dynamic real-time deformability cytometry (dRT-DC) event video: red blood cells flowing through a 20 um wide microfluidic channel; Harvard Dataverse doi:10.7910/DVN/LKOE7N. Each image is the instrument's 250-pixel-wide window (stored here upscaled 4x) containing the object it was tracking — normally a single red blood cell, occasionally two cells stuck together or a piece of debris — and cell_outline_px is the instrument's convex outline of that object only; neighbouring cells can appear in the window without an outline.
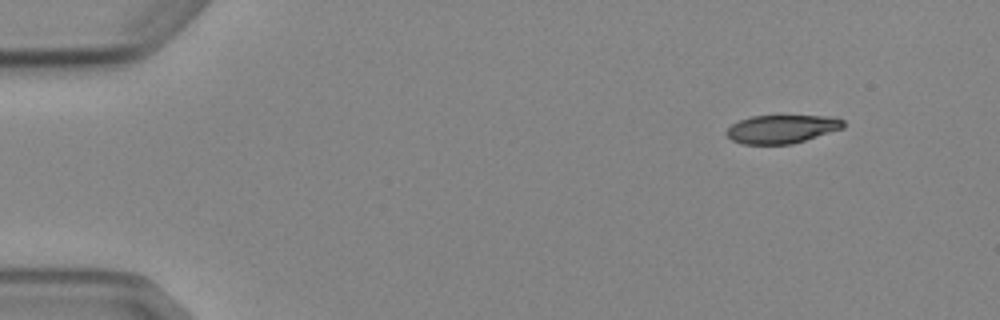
{"species": "Egyptian fruit bat (a non-hibernating species)", "species_latin": "Rousettus aegyptiacus", "temperature_condition": "cold", "stored_images_in_passage": 5, "camera_frame_rate_fps": 3000, "um_per_image_px": 0.085, "animal": {"sex": "female"}, "frame": {"image": 1, "passage_image": 1, "time_ms": 0.0, "image_size_px": [1000, 320], "cell_outline_px": [[844, 128], [792, 144], [744, 144], [732, 140], [724, 132], [732, 124], [740, 120], [752, 116], [836, 116], [844, 120]], "centroid_in_image_um": [66.48, 10.96], "position_along_channel_um": 18.5, "area_um2": 19.31}}
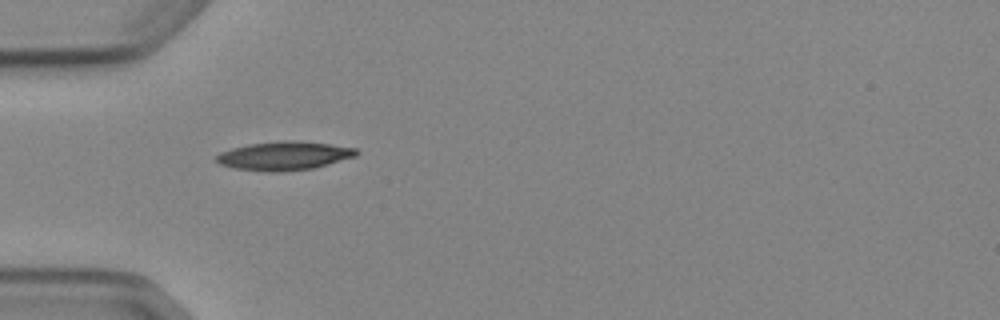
{"frame": {"image": 2, "passage_image": 4, "time_ms": 3.667, "image_size_px": [1000, 320], "cell_outline_px": [[360, 152], [356, 156], [328, 164], [312, 168], [280, 172], [268, 172], [236, 168], [220, 164], [216, 160], [216, 156], [220, 152], [232, 148], [248, 144], [280, 140], [300, 140], [356, 148]], "centroid_in_image_um": [24.16, 13.23], "position_along_channel_um": 60.8, "area_um2": 23.41}}
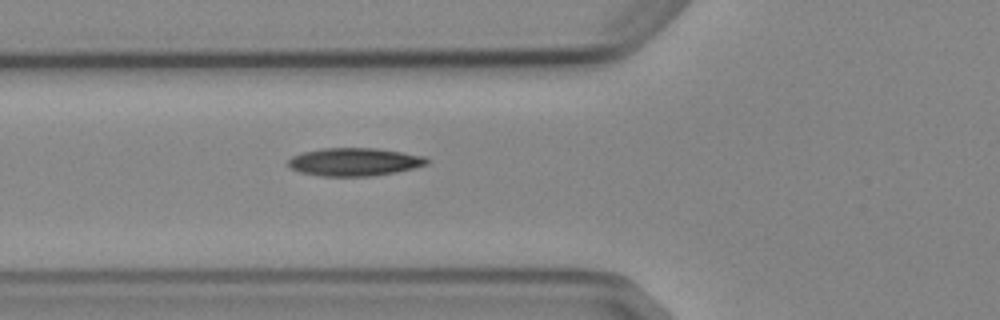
{"frame": {"image": 3, "passage_image": 5, "time_ms": 4.667, "image_size_px": [1000, 320], "cell_outline_px": [[428, 164], [396, 172], [368, 176], [320, 176], [300, 172], [292, 168], [288, 164], [288, 160], [292, 156], [304, 152], [324, 148], [376, 148], [424, 156], [428, 160]], "centroid_in_image_um": [30.11, 13.76], "position_along_channel_um": 95.7, "area_um2": 22.37}}